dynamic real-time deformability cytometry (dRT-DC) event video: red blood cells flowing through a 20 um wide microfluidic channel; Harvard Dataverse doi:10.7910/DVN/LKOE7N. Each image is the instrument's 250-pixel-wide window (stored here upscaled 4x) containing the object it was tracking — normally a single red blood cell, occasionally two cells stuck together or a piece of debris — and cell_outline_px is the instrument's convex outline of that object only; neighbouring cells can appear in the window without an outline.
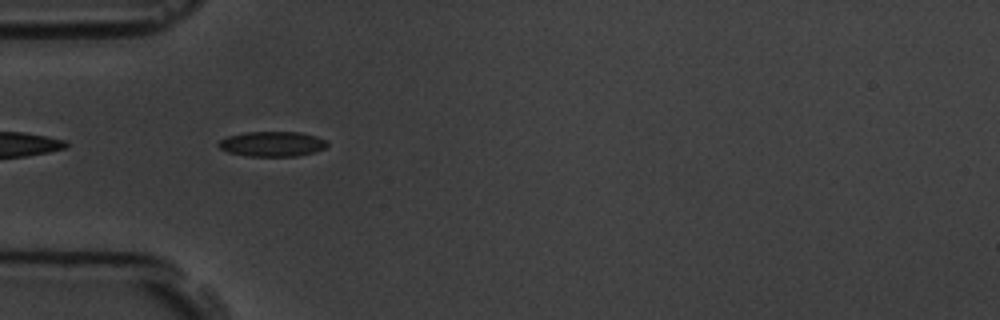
{"species": "common noctule bat (a hibernating species)", "species_latin": "Nyctalus noctula", "temperature_condition": "room temperature", "stored_images_in_passage": 5, "camera_frame_rate_fps": 3000, "um_per_image_px": 0.085, "animal": {"sex": "male", "body_mass_g": 19.5, "forearm_length_mm": 54.6}, "frame": {"image": 1, "passage_image": 3, "time_ms": 2.333, "image_size_px": [1000, 320], "cell_outline_px": [[328, 144], [324, 148], [316, 152], [296, 156], [248, 156], [228, 152], [220, 148], [216, 144], [220, 140], [228, 136], [244, 132], [300, 132], [316, 136], [328, 140]], "centroid_in_image_um": [23.15, 12.23], "position_along_channel_um": 61.8, "area_um2": 15.95}}
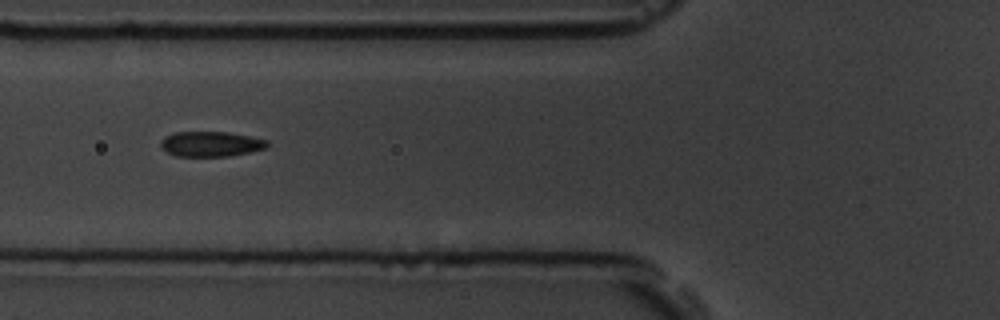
{"frame": {"image": 2, "passage_image": 4, "time_ms": 3.667, "image_size_px": [1000, 320], "cell_outline_px": [[268, 144], [264, 148], [248, 152], [228, 156], [176, 156], [160, 148], [160, 140], [164, 136], [176, 132], [228, 132], [268, 140]], "centroid_in_image_um": [17.86, 12.23], "position_along_channel_um": 107.9, "area_um2": 15.49}}
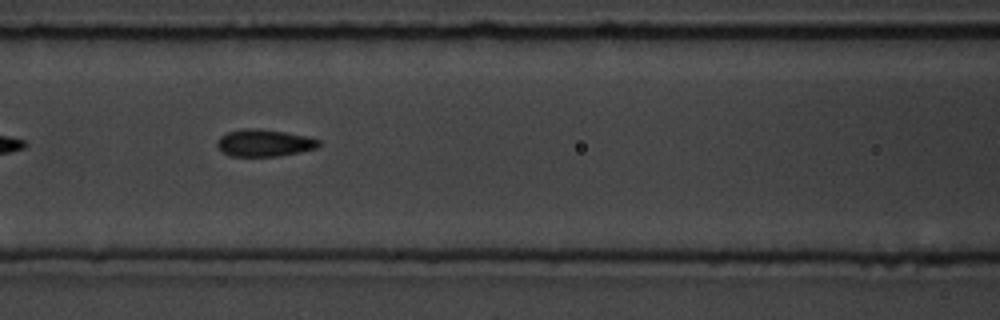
{"frame": {"image": 3, "passage_image": 5, "time_ms": 4.667, "image_size_px": [1000, 320], "cell_outline_px": [[320, 144], [316, 148], [300, 152], [280, 156], [228, 156], [216, 144], [216, 140], [220, 136], [228, 132], [244, 128], [256, 128], [284, 132], [308, 136], [320, 140]], "centroid_in_image_um": [22.46, 12.15], "position_along_channel_um": 144.1, "area_um2": 16.07}}